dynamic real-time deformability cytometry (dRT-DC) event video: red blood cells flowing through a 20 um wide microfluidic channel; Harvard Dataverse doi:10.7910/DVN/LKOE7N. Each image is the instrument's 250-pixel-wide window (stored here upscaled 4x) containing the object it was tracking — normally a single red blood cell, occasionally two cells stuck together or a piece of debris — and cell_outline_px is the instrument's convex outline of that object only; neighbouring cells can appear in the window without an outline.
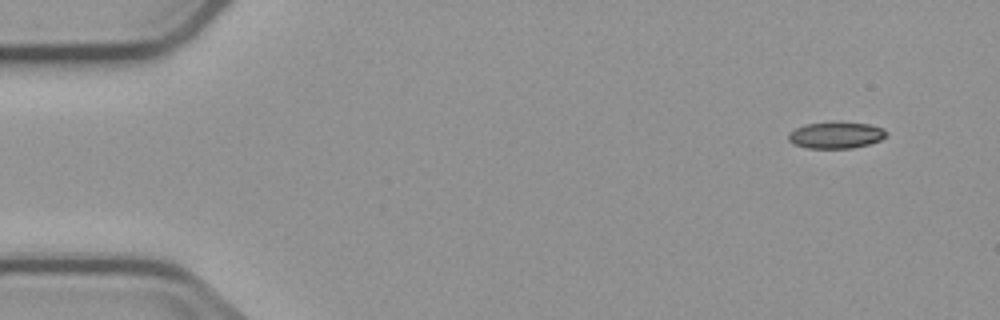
{"species": "common noctule bat (a hibernating species)", "species_latin": "Nyctalus noctula", "temperature_condition": "cold", "stored_images_in_passage": 5, "camera_frame_rate_fps": 3000, "um_per_image_px": 0.085, "animal": {"sex": "male", "body_mass_g": 23.1, "forearm_length_mm": 52.7}, "frame": {"image": 1, "passage_image": 1, "time_ms": 0.0, "image_size_px": [1000, 320], "cell_outline_px": [[888, 136], [880, 140], [868, 144], [852, 148], [808, 148], [792, 144], [788, 140], [788, 132], [804, 124], [868, 124], [884, 128], [888, 132]], "centroid_in_image_um": [71.05, 11.52], "position_along_channel_um": 13.9, "area_um2": 14.74}}
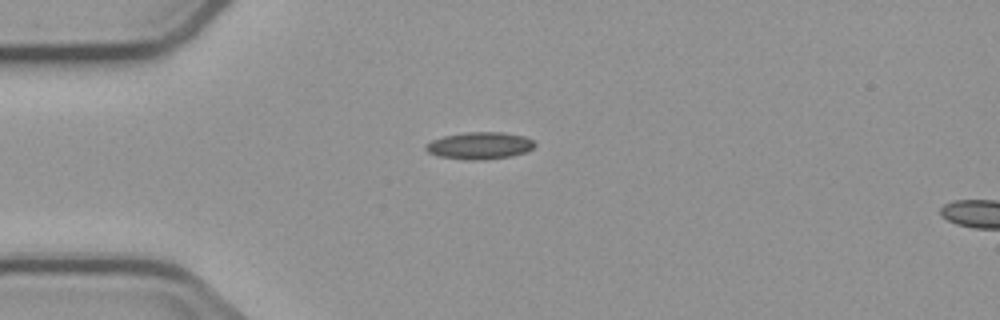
{"frame": {"image": 2, "passage_image": 4, "time_ms": 3.333, "image_size_px": [1000, 320], "cell_outline_px": [[536, 144], [532, 148], [524, 152], [512, 156], [476, 160], [468, 160], [440, 156], [428, 152], [424, 148], [424, 144], [432, 140], [444, 136], [464, 132], [500, 132], [524, 136], [532, 140]], "centroid_in_image_um": [40.74, 12.37], "position_along_channel_um": 44.3, "area_um2": 17.05}}